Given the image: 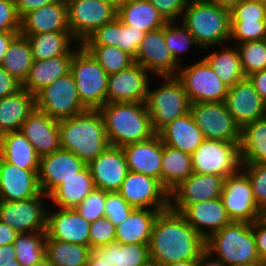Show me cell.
<instances>
[{"mask_svg":"<svg viewBox=\"0 0 266 266\" xmlns=\"http://www.w3.org/2000/svg\"><path fill=\"white\" fill-rule=\"evenodd\" d=\"M57 0H14L19 18L33 10H37L45 5L51 4Z\"/></svg>","mask_w":266,"mask_h":266,"instance_id":"57","label":"cell"},{"mask_svg":"<svg viewBox=\"0 0 266 266\" xmlns=\"http://www.w3.org/2000/svg\"><path fill=\"white\" fill-rule=\"evenodd\" d=\"M35 108V96L24 88L0 99V135L20 131L22 123Z\"/></svg>","mask_w":266,"mask_h":266,"instance_id":"33","label":"cell"},{"mask_svg":"<svg viewBox=\"0 0 266 266\" xmlns=\"http://www.w3.org/2000/svg\"><path fill=\"white\" fill-rule=\"evenodd\" d=\"M145 32L125 25L117 16L96 29L82 43V46H117L135 58Z\"/></svg>","mask_w":266,"mask_h":266,"instance_id":"24","label":"cell"},{"mask_svg":"<svg viewBox=\"0 0 266 266\" xmlns=\"http://www.w3.org/2000/svg\"><path fill=\"white\" fill-rule=\"evenodd\" d=\"M86 164L74 153L58 149L40 157L38 181L42 193L49 196L65 180L76 176Z\"/></svg>","mask_w":266,"mask_h":266,"instance_id":"19","label":"cell"},{"mask_svg":"<svg viewBox=\"0 0 266 266\" xmlns=\"http://www.w3.org/2000/svg\"><path fill=\"white\" fill-rule=\"evenodd\" d=\"M91 248L76 243L46 239L45 256L56 266H85Z\"/></svg>","mask_w":266,"mask_h":266,"instance_id":"42","label":"cell"},{"mask_svg":"<svg viewBox=\"0 0 266 266\" xmlns=\"http://www.w3.org/2000/svg\"><path fill=\"white\" fill-rule=\"evenodd\" d=\"M231 266H266V262H256V263H247V264H236Z\"/></svg>","mask_w":266,"mask_h":266,"instance_id":"68","label":"cell"},{"mask_svg":"<svg viewBox=\"0 0 266 266\" xmlns=\"http://www.w3.org/2000/svg\"><path fill=\"white\" fill-rule=\"evenodd\" d=\"M193 35L201 49H209L229 42L231 12L210 0H189L181 22Z\"/></svg>","mask_w":266,"mask_h":266,"instance_id":"4","label":"cell"},{"mask_svg":"<svg viewBox=\"0 0 266 266\" xmlns=\"http://www.w3.org/2000/svg\"><path fill=\"white\" fill-rule=\"evenodd\" d=\"M49 196H38L21 201H0V221L14 229L18 234L46 231L47 207L43 201Z\"/></svg>","mask_w":266,"mask_h":266,"instance_id":"14","label":"cell"},{"mask_svg":"<svg viewBox=\"0 0 266 266\" xmlns=\"http://www.w3.org/2000/svg\"><path fill=\"white\" fill-rule=\"evenodd\" d=\"M231 38L234 45L266 39V21H231Z\"/></svg>","mask_w":266,"mask_h":266,"instance_id":"48","label":"cell"},{"mask_svg":"<svg viewBox=\"0 0 266 266\" xmlns=\"http://www.w3.org/2000/svg\"><path fill=\"white\" fill-rule=\"evenodd\" d=\"M247 77L253 83L261 98L266 102V69L253 72Z\"/></svg>","mask_w":266,"mask_h":266,"instance_id":"58","label":"cell"},{"mask_svg":"<svg viewBox=\"0 0 266 266\" xmlns=\"http://www.w3.org/2000/svg\"><path fill=\"white\" fill-rule=\"evenodd\" d=\"M106 199L107 191L95 188L75 210L90 223L94 222L98 218L105 217Z\"/></svg>","mask_w":266,"mask_h":266,"instance_id":"49","label":"cell"},{"mask_svg":"<svg viewBox=\"0 0 266 266\" xmlns=\"http://www.w3.org/2000/svg\"><path fill=\"white\" fill-rule=\"evenodd\" d=\"M253 234L261 261L266 262V222L261 219L252 223Z\"/></svg>","mask_w":266,"mask_h":266,"instance_id":"55","label":"cell"},{"mask_svg":"<svg viewBox=\"0 0 266 266\" xmlns=\"http://www.w3.org/2000/svg\"><path fill=\"white\" fill-rule=\"evenodd\" d=\"M0 157L18 168L39 170L40 156L21 131L0 135Z\"/></svg>","mask_w":266,"mask_h":266,"instance_id":"31","label":"cell"},{"mask_svg":"<svg viewBox=\"0 0 266 266\" xmlns=\"http://www.w3.org/2000/svg\"><path fill=\"white\" fill-rule=\"evenodd\" d=\"M95 189L94 180L86 165L76 176L65 180L50 195L57 208L75 209Z\"/></svg>","mask_w":266,"mask_h":266,"instance_id":"34","label":"cell"},{"mask_svg":"<svg viewBox=\"0 0 266 266\" xmlns=\"http://www.w3.org/2000/svg\"><path fill=\"white\" fill-rule=\"evenodd\" d=\"M21 35L27 38L34 60H44L61 55H73L81 46L80 43H76L77 48L74 49V46L72 47L75 39L70 32Z\"/></svg>","mask_w":266,"mask_h":266,"instance_id":"35","label":"cell"},{"mask_svg":"<svg viewBox=\"0 0 266 266\" xmlns=\"http://www.w3.org/2000/svg\"><path fill=\"white\" fill-rule=\"evenodd\" d=\"M117 17L125 25L141 29L145 33L167 23L149 0H129L117 10Z\"/></svg>","mask_w":266,"mask_h":266,"instance_id":"36","label":"cell"},{"mask_svg":"<svg viewBox=\"0 0 266 266\" xmlns=\"http://www.w3.org/2000/svg\"><path fill=\"white\" fill-rule=\"evenodd\" d=\"M198 266H226L220 260L214 258L205 251L199 258H198Z\"/></svg>","mask_w":266,"mask_h":266,"instance_id":"63","label":"cell"},{"mask_svg":"<svg viewBox=\"0 0 266 266\" xmlns=\"http://www.w3.org/2000/svg\"><path fill=\"white\" fill-rule=\"evenodd\" d=\"M85 266H113L106 259V254L102 253L98 248L91 250V255Z\"/></svg>","mask_w":266,"mask_h":266,"instance_id":"62","label":"cell"},{"mask_svg":"<svg viewBox=\"0 0 266 266\" xmlns=\"http://www.w3.org/2000/svg\"><path fill=\"white\" fill-rule=\"evenodd\" d=\"M18 233L4 222L0 221V247L12 244Z\"/></svg>","mask_w":266,"mask_h":266,"instance_id":"60","label":"cell"},{"mask_svg":"<svg viewBox=\"0 0 266 266\" xmlns=\"http://www.w3.org/2000/svg\"><path fill=\"white\" fill-rule=\"evenodd\" d=\"M231 221L252 224L261 217V209L253 196L252 186L241 169L225 178L220 195Z\"/></svg>","mask_w":266,"mask_h":266,"instance_id":"13","label":"cell"},{"mask_svg":"<svg viewBox=\"0 0 266 266\" xmlns=\"http://www.w3.org/2000/svg\"><path fill=\"white\" fill-rule=\"evenodd\" d=\"M35 108L58 120L86 110L81 104L76 82L70 72L35 95Z\"/></svg>","mask_w":266,"mask_h":266,"instance_id":"11","label":"cell"},{"mask_svg":"<svg viewBox=\"0 0 266 266\" xmlns=\"http://www.w3.org/2000/svg\"><path fill=\"white\" fill-rule=\"evenodd\" d=\"M22 88V84L0 66V99L7 97Z\"/></svg>","mask_w":266,"mask_h":266,"instance_id":"56","label":"cell"},{"mask_svg":"<svg viewBox=\"0 0 266 266\" xmlns=\"http://www.w3.org/2000/svg\"><path fill=\"white\" fill-rule=\"evenodd\" d=\"M164 266H198V259L179 261L171 264H166Z\"/></svg>","mask_w":266,"mask_h":266,"instance_id":"65","label":"cell"},{"mask_svg":"<svg viewBox=\"0 0 266 266\" xmlns=\"http://www.w3.org/2000/svg\"><path fill=\"white\" fill-rule=\"evenodd\" d=\"M99 112L110 145L123 147L156 135L145 103L110 102Z\"/></svg>","mask_w":266,"mask_h":266,"instance_id":"3","label":"cell"},{"mask_svg":"<svg viewBox=\"0 0 266 266\" xmlns=\"http://www.w3.org/2000/svg\"><path fill=\"white\" fill-rule=\"evenodd\" d=\"M15 259L16 252L13 243L0 247V266L15 264Z\"/></svg>","mask_w":266,"mask_h":266,"instance_id":"59","label":"cell"},{"mask_svg":"<svg viewBox=\"0 0 266 266\" xmlns=\"http://www.w3.org/2000/svg\"><path fill=\"white\" fill-rule=\"evenodd\" d=\"M149 71L134 62L128 68L108 76L107 103L133 102L145 103L148 93Z\"/></svg>","mask_w":266,"mask_h":266,"instance_id":"17","label":"cell"},{"mask_svg":"<svg viewBox=\"0 0 266 266\" xmlns=\"http://www.w3.org/2000/svg\"><path fill=\"white\" fill-rule=\"evenodd\" d=\"M217 3L223 7L231 9L234 5L239 4L243 0H210Z\"/></svg>","mask_w":266,"mask_h":266,"instance_id":"64","label":"cell"},{"mask_svg":"<svg viewBox=\"0 0 266 266\" xmlns=\"http://www.w3.org/2000/svg\"><path fill=\"white\" fill-rule=\"evenodd\" d=\"M68 28L75 43H82L96 29L111 22L117 9L103 0H66Z\"/></svg>","mask_w":266,"mask_h":266,"instance_id":"10","label":"cell"},{"mask_svg":"<svg viewBox=\"0 0 266 266\" xmlns=\"http://www.w3.org/2000/svg\"><path fill=\"white\" fill-rule=\"evenodd\" d=\"M225 177L215 174L192 173L169 193V207L179 211L184 205L220 197Z\"/></svg>","mask_w":266,"mask_h":266,"instance_id":"18","label":"cell"},{"mask_svg":"<svg viewBox=\"0 0 266 266\" xmlns=\"http://www.w3.org/2000/svg\"><path fill=\"white\" fill-rule=\"evenodd\" d=\"M241 67L247 77L253 72L266 69V39L236 44Z\"/></svg>","mask_w":266,"mask_h":266,"instance_id":"46","label":"cell"},{"mask_svg":"<svg viewBox=\"0 0 266 266\" xmlns=\"http://www.w3.org/2000/svg\"><path fill=\"white\" fill-rule=\"evenodd\" d=\"M46 231L20 233L13 242L21 266H34L45 256Z\"/></svg>","mask_w":266,"mask_h":266,"instance_id":"43","label":"cell"},{"mask_svg":"<svg viewBox=\"0 0 266 266\" xmlns=\"http://www.w3.org/2000/svg\"><path fill=\"white\" fill-rule=\"evenodd\" d=\"M135 208L130 206L118 192H107L105 217L115 226L130 216Z\"/></svg>","mask_w":266,"mask_h":266,"instance_id":"52","label":"cell"},{"mask_svg":"<svg viewBox=\"0 0 266 266\" xmlns=\"http://www.w3.org/2000/svg\"><path fill=\"white\" fill-rule=\"evenodd\" d=\"M129 171L154 177L162 184L163 142L156 134L152 138L122 147Z\"/></svg>","mask_w":266,"mask_h":266,"instance_id":"27","label":"cell"},{"mask_svg":"<svg viewBox=\"0 0 266 266\" xmlns=\"http://www.w3.org/2000/svg\"><path fill=\"white\" fill-rule=\"evenodd\" d=\"M20 131L41 157L60 149L59 120L34 108L22 123Z\"/></svg>","mask_w":266,"mask_h":266,"instance_id":"26","label":"cell"},{"mask_svg":"<svg viewBox=\"0 0 266 266\" xmlns=\"http://www.w3.org/2000/svg\"><path fill=\"white\" fill-rule=\"evenodd\" d=\"M160 79L163 84L157 88L151 90L149 86L145 102L156 133L191 109V101L176 76H163Z\"/></svg>","mask_w":266,"mask_h":266,"instance_id":"7","label":"cell"},{"mask_svg":"<svg viewBox=\"0 0 266 266\" xmlns=\"http://www.w3.org/2000/svg\"><path fill=\"white\" fill-rule=\"evenodd\" d=\"M241 170L247 175L257 206H266V164L260 162L242 163Z\"/></svg>","mask_w":266,"mask_h":266,"instance_id":"47","label":"cell"},{"mask_svg":"<svg viewBox=\"0 0 266 266\" xmlns=\"http://www.w3.org/2000/svg\"><path fill=\"white\" fill-rule=\"evenodd\" d=\"M134 62L156 77L177 76L180 65L166 47L164 26L144 34Z\"/></svg>","mask_w":266,"mask_h":266,"instance_id":"16","label":"cell"},{"mask_svg":"<svg viewBox=\"0 0 266 266\" xmlns=\"http://www.w3.org/2000/svg\"><path fill=\"white\" fill-rule=\"evenodd\" d=\"M33 61L32 51L27 38L18 34L8 47L2 67L12 77L23 84Z\"/></svg>","mask_w":266,"mask_h":266,"instance_id":"41","label":"cell"},{"mask_svg":"<svg viewBox=\"0 0 266 266\" xmlns=\"http://www.w3.org/2000/svg\"><path fill=\"white\" fill-rule=\"evenodd\" d=\"M163 210L134 209L115 229V242L121 244H149L158 213Z\"/></svg>","mask_w":266,"mask_h":266,"instance_id":"32","label":"cell"},{"mask_svg":"<svg viewBox=\"0 0 266 266\" xmlns=\"http://www.w3.org/2000/svg\"><path fill=\"white\" fill-rule=\"evenodd\" d=\"M177 22H167L164 25V40L166 47L172 53L174 60L181 66L180 55L194 46L199 47L196 43L193 35L187 30V28L181 23L176 26Z\"/></svg>","mask_w":266,"mask_h":266,"instance_id":"45","label":"cell"},{"mask_svg":"<svg viewBox=\"0 0 266 266\" xmlns=\"http://www.w3.org/2000/svg\"><path fill=\"white\" fill-rule=\"evenodd\" d=\"M0 32H20V18L14 1L0 0Z\"/></svg>","mask_w":266,"mask_h":266,"instance_id":"54","label":"cell"},{"mask_svg":"<svg viewBox=\"0 0 266 266\" xmlns=\"http://www.w3.org/2000/svg\"><path fill=\"white\" fill-rule=\"evenodd\" d=\"M206 251L224 265L247 264L261 261L252 224L231 221L205 241Z\"/></svg>","mask_w":266,"mask_h":266,"instance_id":"5","label":"cell"},{"mask_svg":"<svg viewBox=\"0 0 266 266\" xmlns=\"http://www.w3.org/2000/svg\"><path fill=\"white\" fill-rule=\"evenodd\" d=\"M108 75L118 73L134 63V58L117 46H83Z\"/></svg>","mask_w":266,"mask_h":266,"instance_id":"44","label":"cell"},{"mask_svg":"<svg viewBox=\"0 0 266 266\" xmlns=\"http://www.w3.org/2000/svg\"><path fill=\"white\" fill-rule=\"evenodd\" d=\"M156 134L163 144L188 154L205 139L190 112L163 126Z\"/></svg>","mask_w":266,"mask_h":266,"instance_id":"29","label":"cell"},{"mask_svg":"<svg viewBox=\"0 0 266 266\" xmlns=\"http://www.w3.org/2000/svg\"><path fill=\"white\" fill-rule=\"evenodd\" d=\"M192 173L191 154L163 144L162 186L170 193Z\"/></svg>","mask_w":266,"mask_h":266,"instance_id":"38","label":"cell"},{"mask_svg":"<svg viewBox=\"0 0 266 266\" xmlns=\"http://www.w3.org/2000/svg\"><path fill=\"white\" fill-rule=\"evenodd\" d=\"M34 266H56L54 265L46 256H44L38 263Z\"/></svg>","mask_w":266,"mask_h":266,"instance_id":"67","label":"cell"},{"mask_svg":"<svg viewBox=\"0 0 266 266\" xmlns=\"http://www.w3.org/2000/svg\"><path fill=\"white\" fill-rule=\"evenodd\" d=\"M116 226L107 218H98L90 223L89 237L90 248L95 249L115 242Z\"/></svg>","mask_w":266,"mask_h":266,"instance_id":"51","label":"cell"},{"mask_svg":"<svg viewBox=\"0 0 266 266\" xmlns=\"http://www.w3.org/2000/svg\"><path fill=\"white\" fill-rule=\"evenodd\" d=\"M261 220H263L264 222H266V206L261 210Z\"/></svg>","mask_w":266,"mask_h":266,"instance_id":"69","label":"cell"},{"mask_svg":"<svg viewBox=\"0 0 266 266\" xmlns=\"http://www.w3.org/2000/svg\"><path fill=\"white\" fill-rule=\"evenodd\" d=\"M95 188L107 192H117L129 169L122 147L109 145L88 165Z\"/></svg>","mask_w":266,"mask_h":266,"instance_id":"21","label":"cell"},{"mask_svg":"<svg viewBox=\"0 0 266 266\" xmlns=\"http://www.w3.org/2000/svg\"><path fill=\"white\" fill-rule=\"evenodd\" d=\"M250 1H258V2L266 3V0H250Z\"/></svg>","mask_w":266,"mask_h":266,"instance_id":"71","label":"cell"},{"mask_svg":"<svg viewBox=\"0 0 266 266\" xmlns=\"http://www.w3.org/2000/svg\"><path fill=\"white\" fill-rule=\"evenodd\" d=\"M90 222L75 209L58 208L47 211L46 239L76 243L90 247Z\"/></svg>","mask_w":266,"mask_h":266,"instance_id":"22","label":"cell"},{"mask_svg":"<svg viewBox=\"0 0 266 266\" xmlns=\"http://www.w3.org/2000/svg\"><path fill=\"white\" fill-rule=\"evenodd\" d=\"M47 32H70L66 0H57L29 12L20 19L19 34H41Z\"/></svg>","mask_w":266,"mask_h":266,"instance_id":"28","label":"cell"},{"mask_svg":"<svg viewBox=\"0 0 266 266\" xmlns=\"http://www.w3.org/2000/svg\"><path fill=\"white\" fill-rule=\"evenodd\" d=\"M166 22H176L182 18L189 0H149Z\"/></svg>","mask_w":266,"mask_h":266,"instance_id":"53","label":"cell"},{"mask_svg":"<svg viewBox=\"0 0 266 266\" xmlns=\"http://www.w3.org/2000/svg\"><path fill=\"white\" fill-rule=\"evenodd\" d=\"M205 241L179 212L160 211L148 244L152 266L198 259L206 251Z\"/></svg>","mask_w":266,"mask_h":266,"instance_id":"1","label":"cell"},{"mask_svg":"<svg viewBox=\"0 0 266 266\" xmlns=\"http://www.w3.org/2000/svg\"><path fill=\"white\" fill-rule=\"evenodd\" d=\"M73 55H61L44 60H34L22 88L34 96L56 79L70 72Z\"/></svg>","mask_w":266,"mask_h":266,"instance_id":"30","label":"cell"},{"mask_svg":"<svg viewBox=\"0 0 266 266\" xmlns=\"http://www.w3.org/2000/svg\"><path fill=\"white\" fill-rule=\"evenodd\" d=\"M233 44L232 47L226 44V47L224 45L220 51H212L203 57L229 88L246 77L241 67L239 51Z\"/></svg>","mask_w":266,"mask_h":266,"instance_id":"39","label":"cell"},{"mask_svg":"<svg viewBox=\"0 0 266 266\" xmlns=\"http://www.w3.org/2000/svg\"><path fill=\"white\" fill-rule=\"evenodd\" d=\"M240 143L204 139L191 154L194 173L227 178L241 169Z\"/></svg>","mask_w":266,"mask_h":266,"instance_id":"8","label":"cell"},{"mask_svg":"<svg viewBox=\"0 0 266 266\" xmlns=\"http://www.w3.org/2000/svg\"><path fill=\"white\" fill-rule=\"evenodd\" d=\"M70 73L76 82L82 106L99 110L107 103L108 74L82 45L74 52Z\"/></svg>","mask_w":266,"mask_h":266,"instance_id":"6","label":"cell"},{"mask_svg":"<svg viewBox=\"0 0 266 266\" xmlns=\"http://www.w3.org/2000/svg\"><path fill=\"white\" fill-rule=\"evenodd\" d=\"M190 113L205 139L240 143L241 128L224 102H196L191 104Z\"/></svg>","mask_w":266,"mask_h":266,"instance_id":"12","label":"cell"},{"mask_svg":"<svg viewBox=\"0 0 266 266\" xmlns=\"http://www.w3.org/2000/svg\"><path fill=\"white\" fill-rule=\"evenodd\" d=\"M117 192L135 209L169 208V192L158 179L142 173L129 171Z\"/></svg>","mask_w":266,"mask_h":266,"instance_id":"15","label":"cell"},{"mask_svg":"<svg viewBox=\"0 0 266 266\" xmlns=\"http://www.w3.org/2000/svg\"><path fill=\"white\" fill-rule=\"evenodd\" d=\"M98 249L113 266H152L148 244L113 242Z\"/></svg>","mask_w":266,"mask_h":266,"instance_id":"40","label":"cell"},{"mask_svg":"<svg viewBox=\"0 0 266 266\" xmlns=\"http://www.w3.org/2000/svg\"><path fill=\"white\" fill-rule=\"evenodd\" d=\"M176 77L182 82L191 104L224 102L229 90L204 59L186 67L181 65Z\"/></svg>","mask_w":266,"mask_h":266,"instance_id":"9","label":"cell"},{"mask_svg":"<svg viewBox=\"0 0 266 266\" xmlns=\"http://www.w3.org/2000/svg\"><path fill=\"white\" fill-rule=\"evenodd\" d=\"M6 266H21V264L15 259V264H8Z\"/></svg>","mask_w":266,"mask_h":266,"instance_id":"70","label":"cell"},{"mask_svg":"<svg viewBox=\"0 0 266 266\" xmlns=\"http://www.w3.org/2000/svg\"><path fill=\"white\" fill-rule=\"evenodd\" d=\"M111 4L115 9H119L122 5H125L129 0H103Z\"/></svg>","mask_w":266,"mask_h":266,"instance_id":"66","label":"cell"},{"mask_svg":"<svg viewBox=\"0 0 266 266\" xmlns=\"http://www.w3.org/2000/svg\"><path fill=\"white\" fill-rule=\"evenodd\" d=\"M224 103L240 128L266 116V102L255 90L248 77L229 88Z\"/></svg>","mask_w":266,"mask_h":266,"instance_id":"20","label":"cell"},{"mask_svg":"<svg viewBox=\"0 0 266 266\" xmlns=\"http://www.w3.org/2000/svg\"><path fill=\"white\" fill-rule=\"evenodd\" d=\"M60 146L88 165L110 144L99 110H84L59 120Z\"/></svg>","mask_w":266,"mask_h":266,"instance_id":"2","label":"cell"},{"mask_svg":"<svg viewBox=\"0 0 266 266\" xmlns=\"http://www.w3.org/2000/svg\"><path fill=\"white\" fill-rule=\"evenodd\" d=\"M178 212L205 240L231 222L221 197L184 205Z\"/></svg>","mask_w":266,"mask_h":266,"instance_id":"25","label":"cell"},{"mask_svg":"<svg viewBox=\"0 0 266 266\" xmlns=\"http://www.w3.org/2000/svg\"><path fill=\"white\" fill-rule=\"evenodd\" d=\"M39 170H25L0 157V201H21L42 193Z\"/></svg>","mask_w":266,"mask_h":266,"instance_id":"23","label":"cell"},{"mask_svg":"<svg viewBox=\"0 0 266 266\" xmlns=\"http://www.w3.org/2000/svg\"><path fill=\"white\" fill-rule=\"evenodd\" d=\"M231 21H266V4L243 0L231 9Z\"/></svg>","mask_w":266,"mask_h":266,"instance_id":"50","label":"cell"},{"mask_svg":"<svg viewBox=\"0 0 266 266\" xmlns=\"http://www.w3.org/2000/svg\"><path fill=\"white\" fill-rule=\"evenodd\" d=\"M239 147L241 163L266 164V116L241 128Z\"/></svg>","mask_w":266,"mask_h":266,"instance_id":"37","label":"cell"},{"mask_svg":"<svg viewBox=\"0 0 266 266\" xmlns=\"http://www.w3.org/2000/svg\"><path fill=\"white\" fill-rule=\"evenodd\" d=\"M18 34L19 32H0V66L3 64L10 43Z\"/></svg>","mask_w":266,"mask_h":266,"instance_id":"61","label":"cell"}]
</instances>
